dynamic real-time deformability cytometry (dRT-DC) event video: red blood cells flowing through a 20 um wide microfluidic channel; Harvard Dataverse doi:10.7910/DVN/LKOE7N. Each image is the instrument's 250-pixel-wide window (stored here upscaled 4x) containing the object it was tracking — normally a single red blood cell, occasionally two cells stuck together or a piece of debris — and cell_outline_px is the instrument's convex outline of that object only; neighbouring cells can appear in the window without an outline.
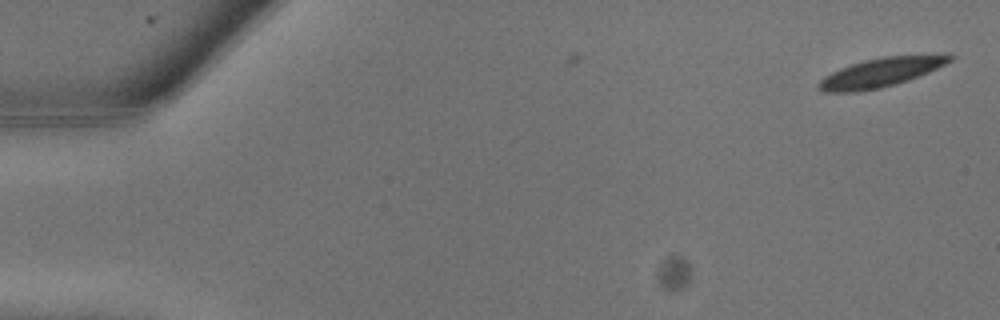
{"species": "common noctule bat (a hibernating species)", "species_latin": "Nyctalus noctula", "temperature_condition": "warm", "stored_images_in_passage": 2, "camera_frame_rate_fps": 3000, "um_per_image_px": 0.085, "animal": {"sex": "male", "body_mass_g": 13.3}, "frame": {"image": 1, "passage_image": 2, "time_ms": 0.333, "image_size_px": [1000, 320], "cell_outline_px": [[956, 56], [952, 60], [928, 72], [908, 80], [896, 84], [880, 88], [856, 92], [824, 92], [816, 88], [816, 84], [824, 76], [840, 68], [864, 60], [884, 56], [948, 52]], "centroid_in_image_um": [74.93, 6.12], "position_along_channel_um": 10.1, "area_um2": 22.72}}